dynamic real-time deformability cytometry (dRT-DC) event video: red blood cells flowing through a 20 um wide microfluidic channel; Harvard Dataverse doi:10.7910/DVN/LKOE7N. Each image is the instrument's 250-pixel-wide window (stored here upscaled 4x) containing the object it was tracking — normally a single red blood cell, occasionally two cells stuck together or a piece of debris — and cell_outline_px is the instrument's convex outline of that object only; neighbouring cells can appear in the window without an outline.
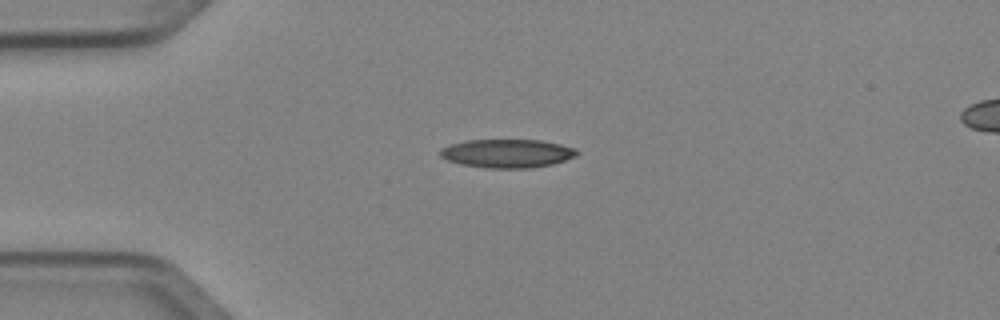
{"species": "Egyptian fruit bat (a non-hibernating species)", "species_latin": "Rousettus aegyptiacus", "temperature_condition": "cold", "stored_images_in_passage": 3, "camera_frame_rate_fps": 3000, "um_per_image_px": 0.085, "animal": {"sex": "female"}, "frame": {"image": 1, "passage_image": 1, "time_ms": 0.0, "image_size_px": [1000, 320], "cell_outline_px": [[580, 152], [576, 156], [552, 164], [532, 168], [488, 168], [460, 164], [448, 160], [440, 156], [440, 148], [448, 144], [468, 140], [540, 140], [560, 144], [576, 148]], "centroid_in_image_um": [43.11, 13.04], "position_along_channel_um": 41.9, "area_um2": 22.83}}
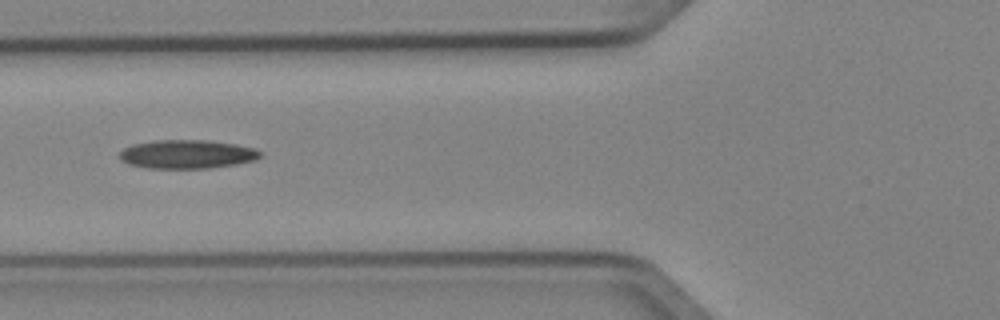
{"frame": {"image": 2, "passage_image": 3, "time_ms": 0.667, "image_size_px": [1000, 320], "cell_outline_px": [[260, 156], [252, 160], [236, 164], [208, 168], [148, 168], [128, 164], [120, 160], [120, 152], [124, 148], [132, 144], [156, 140], [208, 140], [236, 144], [252, 148], [260, 152]], "centroid_in_image_um": [15.84, 13.1], "position_along_channel_um": 110.0, "area_um2": 23.35}}